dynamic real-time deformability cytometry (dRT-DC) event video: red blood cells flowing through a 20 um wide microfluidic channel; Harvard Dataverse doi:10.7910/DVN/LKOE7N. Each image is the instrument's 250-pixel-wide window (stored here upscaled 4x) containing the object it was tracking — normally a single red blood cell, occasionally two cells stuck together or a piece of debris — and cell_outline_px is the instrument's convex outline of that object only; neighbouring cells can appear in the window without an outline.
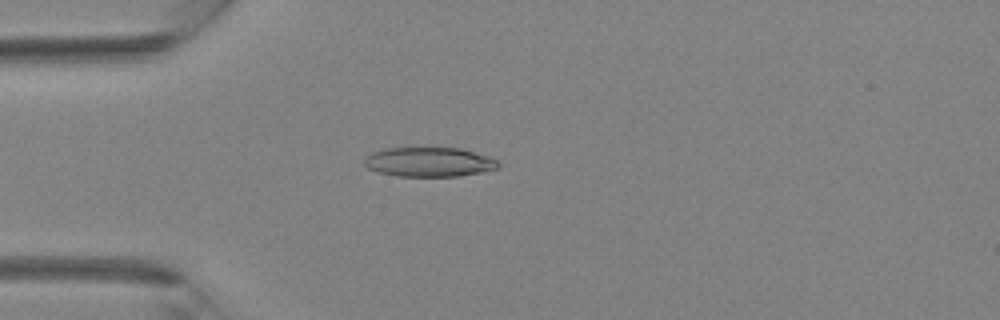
{"species": "Egyptian fruit bat (a non-hibernating species)", "species_latin": "Rousettus aegyptiacus", "temperature_condition": "room temperature", "stored_images_in_passage": 36, "camera_frame_rate_fps": 3000, "um_per_image_px": 0.085, "animal": {"sex": "female"}, "frame": {"image": 1, "passage_image": 10, "time_ms": 3.0, "image_size_px": [1000, 320], "cell_outline_px": [[500, 168], [484, 172], [460, 176], [396, 176], [380, 172], [368, 168], [364, 164], [364, 160], [372, 152], [384, 148], [460, 148], [488, 156], [496, 160], [500, 164]], "centroid_in_image_um": [36.51, 13.77], "position_along_channel_um": 48.5, "area_um2": 23.0}}
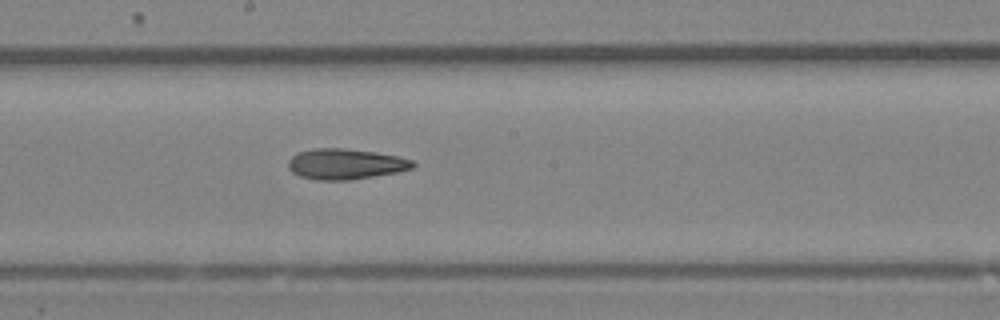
{"frame": {"image": 2, "passage_image": 20, "time_ms": 6.333, "image_size_px": [1000, 320], "cell_outline_px": [[416, 164], [412, 168], [396, 172], [348, 180], [316, 180], [300, 176], [292, 172], [288, 168], [288, 160], [292, 156], [300, 152], [316, 148], [344, 148], [376, 152], [396, 156], [412, 160]], "centroid_in_image_um": [29.34, 13.94], "position_along_channel_um": 218.9, "area_um2": 22.02}}
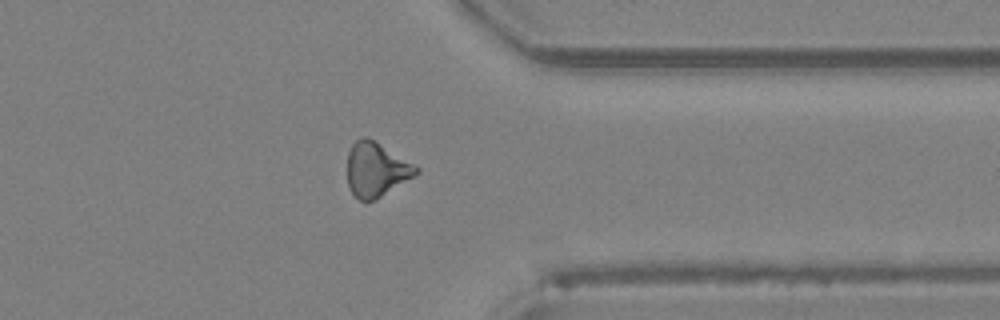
{"frame": {"image": 3, "passage_image": 29, "time_ms": 9.333, "image_size_px": [1000, 320], "cell_outline_px": [[420, 172], [376, 200], [360, 200], [352, 192], [348, 184], [348, 152], [352, 144], [356, 140], [364, 136], [372, 140], [420, 168]], "centroid_in_image_um": [31.97, 14.43], "position_along_channel_um": 379.4, "area_um2": 21.27}}